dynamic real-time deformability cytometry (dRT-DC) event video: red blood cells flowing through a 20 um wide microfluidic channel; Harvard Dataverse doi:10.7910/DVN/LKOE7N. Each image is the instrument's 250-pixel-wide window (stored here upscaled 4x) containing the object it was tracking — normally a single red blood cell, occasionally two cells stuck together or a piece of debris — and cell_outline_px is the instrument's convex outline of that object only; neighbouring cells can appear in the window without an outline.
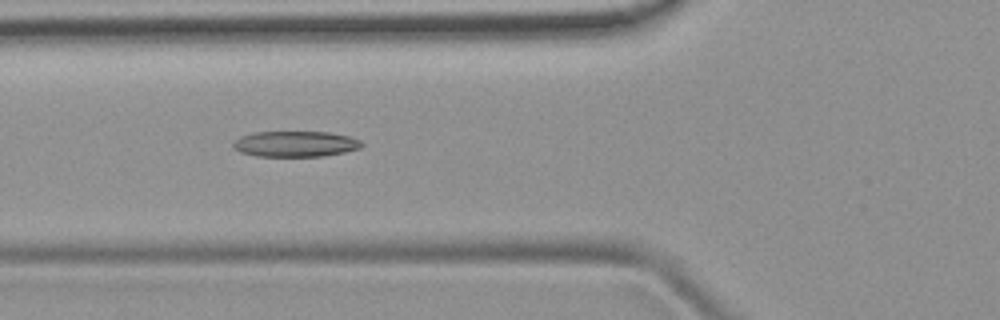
{"species": "common noctule bat (a hibernating species)", "species_latin": "Nyctalus noctula", "temperature_condition": "room temperature", "stored_images_in_passage": 9, "camera_frame_rate_fps": 3000, "um_per_image_px": 0.085, "animal": {"sex": "female", "body_mass_g": 19.9}, "frame": {"image": 1, "passage_image": 6, "time_ms": 5.667, "image_size_px": [1000, 320], "cell_outline_px": [[364, 144], [360, 148], [344, 152], [324, 156], [256, 156], [240, 152], [232, 148], [232, 144], [240, 136], [252, 132], [328, 132], [348, 136], [360, 140]], "centroid_in_image_um": [25.08, 12.23], "position_along_channel_um": 100.7, "area_um2": 19.31}}
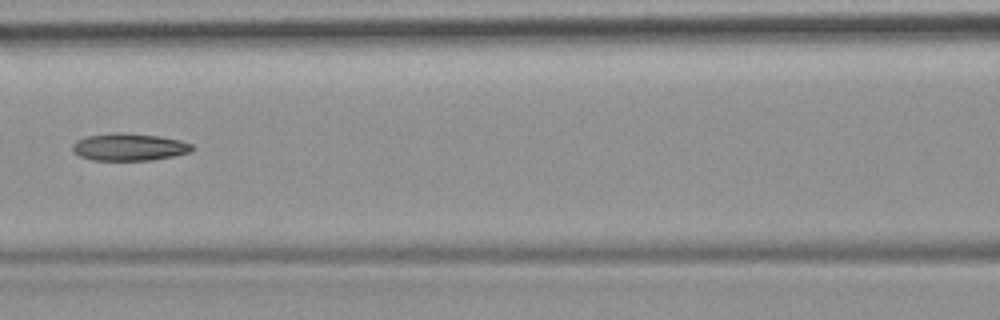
{"frame": {"image": 2, "passage_image": 7, "time_ms": 7.0, "image_size_px": [1000, 320], "cell_outline_px": [[196, 148], [192, 152], [152, 160], [92, 160], [80, 156], [72, 152], [72, 144], [76, 140], [88, 136], [112, 132], [124, 132], [160, 136], [180, 140], [192, 144]], "centroid_in_image_um": [10.99, 12.49], "position_along_channel_um": 155.6, "area_um2": 19.31}}
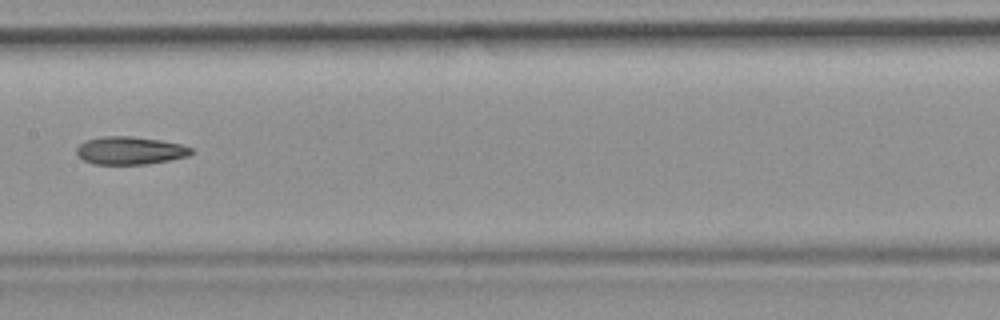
{"frame": {"image": 3, "passage_image": 8, "time_ms": 8.0, "image_size_px": [1000, 320], "cell_outline_px": [[192, 152], [188, 156], [168, 160], [144, 164], [92, 164], [76, 156], [76, 148], [80, 144], [88, 140], [104, 136], [132, 136], [160, 140], [180, 144], [192, 148]], "centroid_in_image_um": [11.02, 12.8], "position_along_channel_um": 196.4, "area_um2": 18.5}}